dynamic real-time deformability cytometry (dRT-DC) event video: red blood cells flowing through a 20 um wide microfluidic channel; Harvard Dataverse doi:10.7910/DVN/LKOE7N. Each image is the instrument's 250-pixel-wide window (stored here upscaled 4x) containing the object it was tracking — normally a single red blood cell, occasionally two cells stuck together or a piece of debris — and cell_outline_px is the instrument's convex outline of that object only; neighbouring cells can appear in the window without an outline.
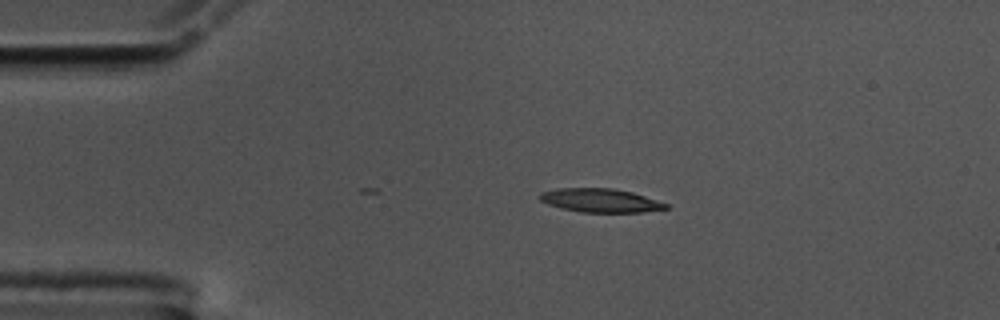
{"species": "common noctule bat (a hibernating species)", "species_latin": "Nyctalus noctula", "temperature_condition": "cold", "stored_images_in_passage": 46, "camera_frame_rate_fps": 3000, "um_per_image_px": 0.085, "animal": {"sex": "male", "body_mass_g": 17.5, "forearm_length_mm": 52.3}, "frame": {"image": 1, "passage_image": 1, "time_ms": 0.0, "image_size_px": [1000, 320], "cell_outline_px": [[668, 208], [640, 212], [580, 212], [560, 208], [548, 204], [540, 200], [540, 192], [556, 188], [612, 188], [632, 192], [668, 204]], "centroid_in_image_um": [50.99, 17.03], "position_along_channel_um": 34.0, "area_um2": 17.28}}
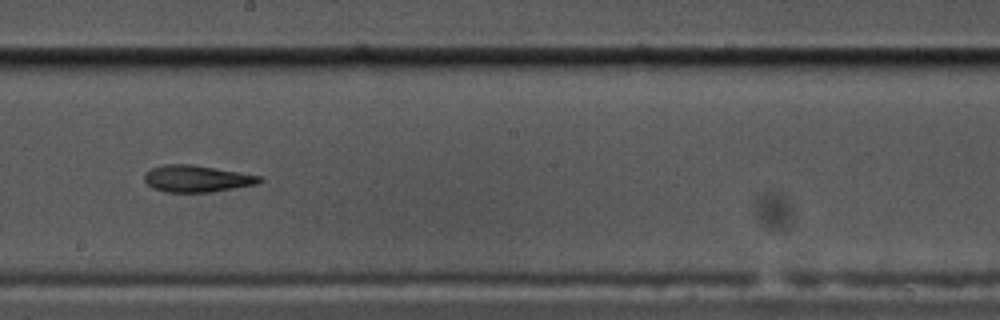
{"frame": {"image": 2, "passage_image": 21, "time_ms": 6.667, "image_size_px": [1000, 320], "cell_outline_px": [[264, 180], [256, 184], [212, 192], [164, 192], [152, 188], [144, 180], [144, 172], [152, 168], [164, 164], [192, 164], [240, 172], [260, 176]], "centroid_in_image_um": [16.7, 15.18], "position_along_channel_um": 231.5, "area_um2": 18.03}}
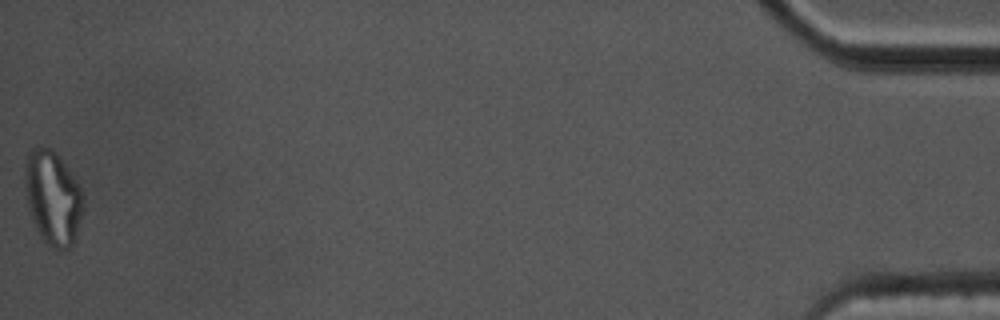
{"frame": {"image": 3, "passage_image": 46, "time_ms": 15.0, "image_size_px": [1000, 320], "cell_outline_px": [[84, 212], [76, 240], [68, 248], [56, 248], [48, 244], [44, 240], [36, 228], [28, 212], [24, 192], [24, 164], [28, 152], [36, 144], [52, 148], [56, 152], [68, 168], [76, 180], [84, 196]], "centroid_in_image_um": [4.48, 16.76], "position_along_channel_um": 430.7, "area_um2": 32.83}, "authors_computed_cell_mechanics": {"area_um2": 18.6116, "velocity_mm_per_s": 3.564, "shape_relaxation_time_tau1_ms": 11.252, "shape_relaxation_time_tau2_ms": 1.4198, "deformation_change_tau1": 0.3689, "deformation_change_tau2": 0.1092}}